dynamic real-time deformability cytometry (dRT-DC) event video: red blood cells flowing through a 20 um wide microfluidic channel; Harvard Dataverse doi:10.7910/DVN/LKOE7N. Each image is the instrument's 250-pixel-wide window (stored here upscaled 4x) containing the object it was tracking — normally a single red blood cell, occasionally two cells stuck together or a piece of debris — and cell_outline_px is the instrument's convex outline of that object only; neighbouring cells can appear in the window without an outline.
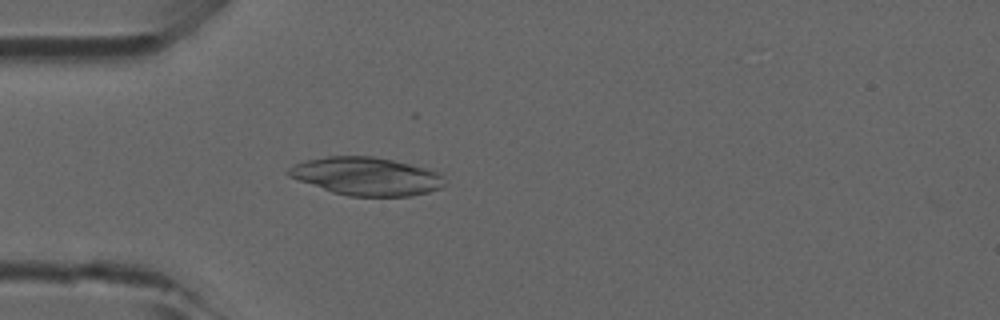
{"species": "common noctule bat (a hibernating species)", "species_latin": "Nyctalus noctula", "temperature_condition": "room temperature", "stored_images_in_passage": 47, "camera_frame_rate_fps": 3000, "um_per_image_px": 0.085, "animal": {"sex": "male", "forearm_length_mm": 52.5}, "frame": {"image": 1, "passage_image": 13, "time_ms": 4.0, "image_size_px": [1000, 320], "cell_outline_px": [[444, 184], [440, 188], [428, 192], [408, 196], [348, 196], [332, 192], [288, 176], [284, 172], [292, 164], [304, 160], [328, 156], [372, 156], [392, 160], [444, 172]], "centroid_in_image_um": [31.14, 14.97], "position_along_channel_um": 53.9, "area_um2": 34.85}}
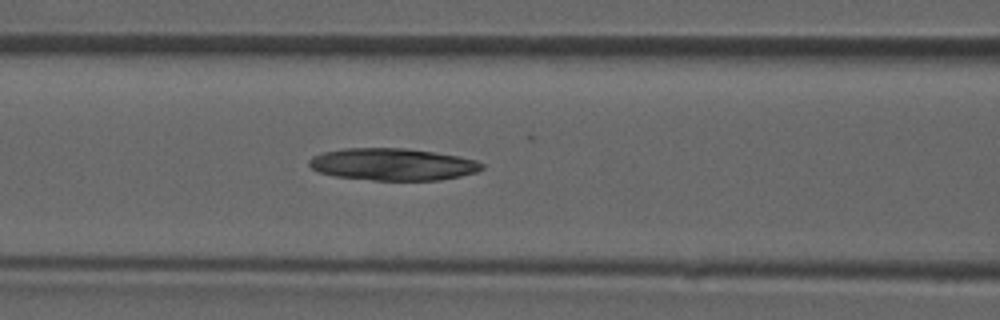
{"frame": {"image": 2, "passage_image": 19, "time_ms": 6.0, "image_size_px": [1000, 320], "cell_outline_px": [[484, 168], [476, 172], [460, 176], [440, 180], [372, 180], [336, 176], [320, 172], [312, 168], [308, 164], [308, 160], [312, 156], [324, 152], [344, 148], [404, 148], [432, 152], [456, 156], [476, 160], [484, 164]], "centroid_in_image_um": [33.37, 13.97], "position_along_channel_um": 133.2, "area_um2": 32.14}}
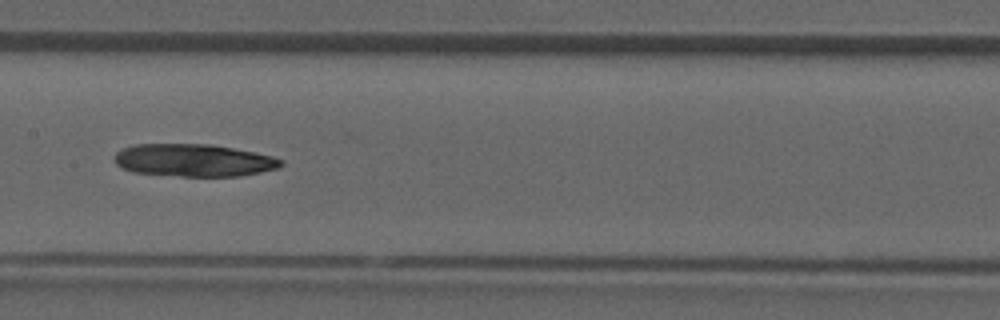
{"frame": {"image": 3, "passage_image": 23, "time_ms": 7.333, "image_size_px": [1000, 320], "cell_outline_px": [[284, 164], [280, 168], [240, 176], [180, 176], [132, 172], [116, 164], [116, 152], [124, 148], [136, 144], [212, 144], [272, 156], [284, 160]], "centroid_in_image_um": [16.51, 13.63], "position_along_channel_um": 190.9, "area_um2": 31.44}}